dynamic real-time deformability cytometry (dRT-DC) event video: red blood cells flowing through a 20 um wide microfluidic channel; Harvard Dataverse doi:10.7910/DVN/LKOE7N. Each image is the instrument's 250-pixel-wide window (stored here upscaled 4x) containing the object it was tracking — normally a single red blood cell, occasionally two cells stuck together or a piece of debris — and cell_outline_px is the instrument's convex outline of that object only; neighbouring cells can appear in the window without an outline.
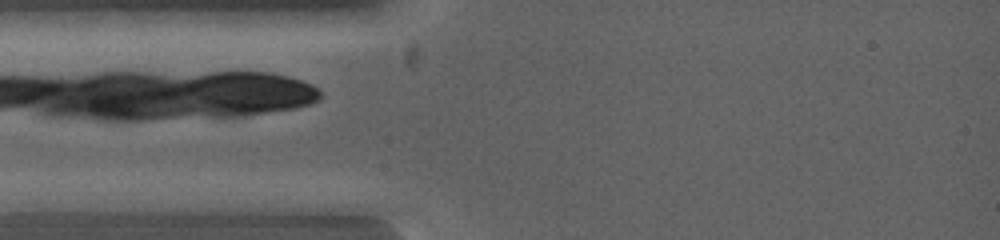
{"species": "common noctule bat (a hibernating species)", "species_latin": "Nyctalus noctula", "temperature_condition": "warm", "stored_images_in_passage": 4, "camera_frame_rate_fps": 5000, "um_per_image_px": 0.085, "animal": {"sex": "female", "body_mass_g": 19.0, "forearm_length_mm": 53.3}, "frame": {"image": 1, "passage_image": 1, "time_ms": 0.0, "image_size_px": [1000, 240], "cell_outline_px": [[308, 200], [304, 216], [296, 220], [208, 208], [200, 200], [240, 192], [272, 192]], "centroid_in_image_um": [22.12, 17.38], "position_along_channel_um": 62.9, "area_um2": 14.45}}